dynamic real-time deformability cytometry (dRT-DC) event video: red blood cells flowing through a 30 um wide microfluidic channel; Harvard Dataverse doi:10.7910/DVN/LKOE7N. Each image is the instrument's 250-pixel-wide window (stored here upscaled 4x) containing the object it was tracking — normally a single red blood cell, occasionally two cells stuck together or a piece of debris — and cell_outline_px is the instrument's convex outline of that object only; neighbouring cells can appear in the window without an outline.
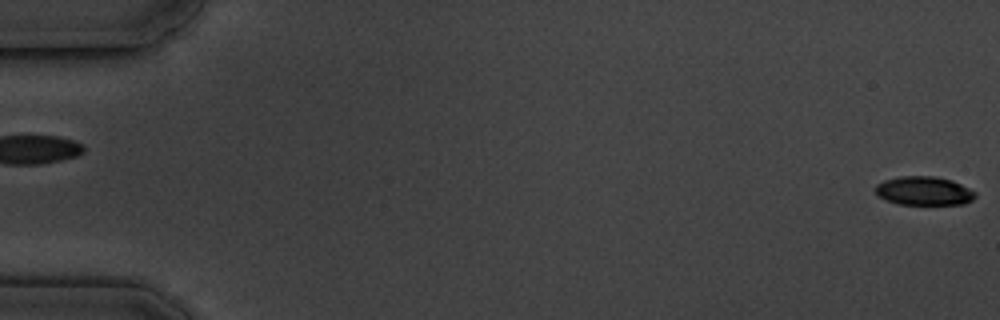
{"species": "common noctule bat (a hibernating species)", "species_latin": "Nyctalus noctula", "temperature_condition": "cold", "stored_images_in_passage": 2, "segment_of_instrument_passage": [2, 2], "camera_frame_rate_fps": 3000, "um_per_image_px": 0.085, "animal": {"sex": "male", "body_mass_g": 19.5, "forearm_length_mm": 54.6}, "frame": {"image": 1, "passage_image": 2, "time_ms": 1.0, "image_size_px": [1000, 320], "cell_outline_px": [[976, 196], [972, 200], [964, 204], [896, 204], [880, 196], [876, 192], [876, 184], [884, 180], [900, 176], [936, 176], [952, 180], [976, 192]], "centroid_in_image_um": [78.55, 16.22], "position_along_channel_um": 6.4, "area_um2": 16.65}}